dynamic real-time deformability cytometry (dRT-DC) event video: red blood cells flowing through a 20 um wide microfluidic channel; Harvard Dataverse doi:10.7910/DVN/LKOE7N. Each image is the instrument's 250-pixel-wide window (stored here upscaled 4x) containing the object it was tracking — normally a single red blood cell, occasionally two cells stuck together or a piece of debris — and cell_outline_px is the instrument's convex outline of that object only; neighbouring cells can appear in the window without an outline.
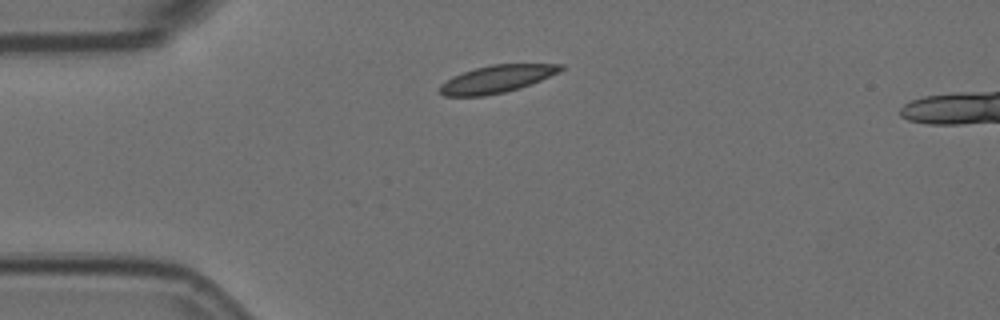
{"species": "Egyptian fruit bat (a non-hibernating species)", "species_latin": "Rousettus aegyptiacus", "temperature_condition": "room temperature", "stored_images_in_passage": 16, "camera_frame_rate_fps": 3000, "um_per_image_px": 0.085, "animal": {"sex": "female"}, "frame": {"image": 1, "passage_image": 1, "time_ms": 0.0, "image_size_px": [1000, 320], "cell_outline_px": [[564, 68], [560, 72], [520, 88], [504, 92], [484, 96], [444, 96], [440, 92], [440, 84], [452, 76], [476, 68], [492, 64], [564, 64]], "centroid_in_image_um": [42.23, 6.71], "position_along_channel_um": 42.8, "area_um2": 19.25}}
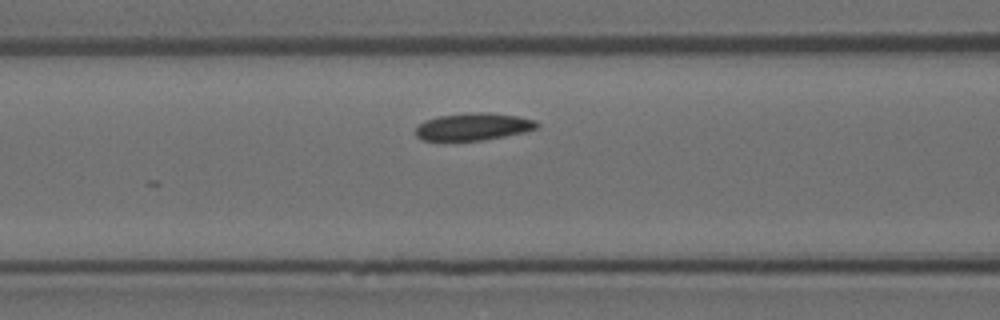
{"frame": {"image": 2, "passage_image": 10, "time_ms": 3.0, "image_size_px": [1000, 320], "cell_outline_px": [[540, 124], [536, 128], [524, 132], [504, 136], [480, 140], [420, 140], [416, 136], [416, 128], [424, 120], [436, 116], [472, 112], [488, 112], [516, 116], [536, 120]], "centroid_in_image_um": [40.21, 10.75], "position_along_channel_um": 126.4, "area_um2": 19.25}}
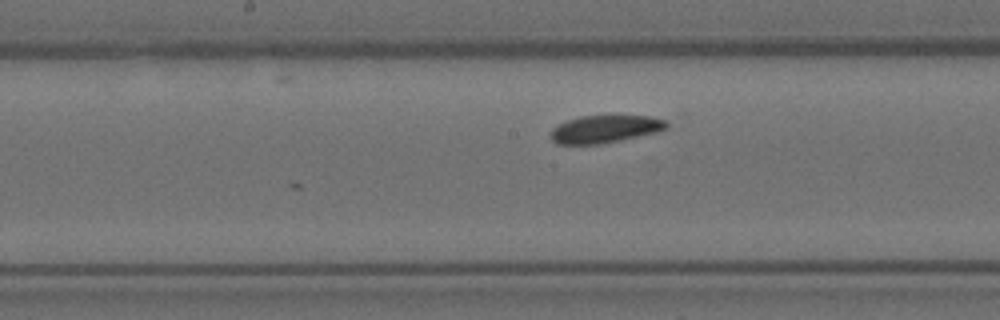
{"frame": {"image": 3, "passage_image": 16, "time_ms": 5.0, "image_size_px": [1000, 320], "cell_outline_px": [[668, 128], [656, 132], [620, 140], [600, 144], [556, 144], [548, 136], [552, 128], [568, 120], [580, 116], [652, 116], [668, 120]], "centroid_in_image_um": [51.42, 10.97], "position_along_channel_um": 196.8, "area_um2": 18.67}}